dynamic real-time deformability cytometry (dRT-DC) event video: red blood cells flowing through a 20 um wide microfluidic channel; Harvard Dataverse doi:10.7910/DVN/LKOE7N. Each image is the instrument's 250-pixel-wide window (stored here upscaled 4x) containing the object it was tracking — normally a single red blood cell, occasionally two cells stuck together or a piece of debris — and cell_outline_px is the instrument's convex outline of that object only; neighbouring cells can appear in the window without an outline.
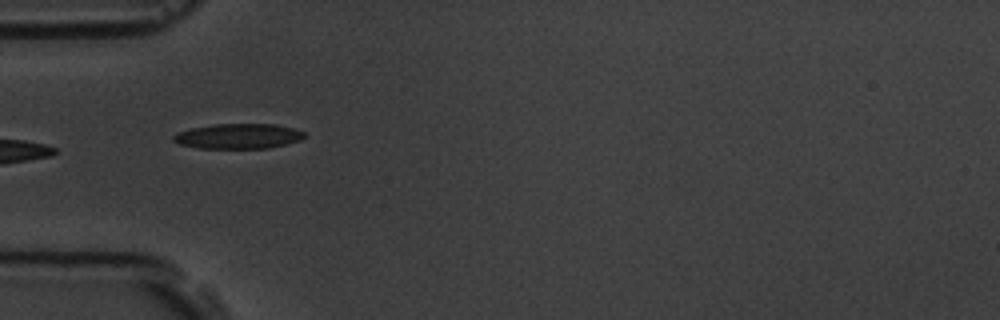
{"species": "common noctule bat (a hibernating species)", "species_latin": "Nyctalus noctula", "temperature_condition": "room temperature", "stored_images_in_passage": 6, "camera_frame_rate_fps": 3000, "um_per_image_px": 0.085, "animal": {"sex": "male", "body_mass_g": 19.5, "forearm_length_mm": 54.6}, "frame": {"image": 1, "passage_image": 5, "time_ms": 5.333, "image_size_px": [1000, 320], "cell_outline_px": [[304, 136], [300, 140], [268, 148], [200, 148], [180, 144], [172, 140], [172, 136], [176, 132], [192, 128], [212, 124], [276, 124], [292, 128], [304, 132]], "centroid_in_image_um": [20.21, 11.57], "position_along_channel_um": 64.8, "area_um2": 19.02}}
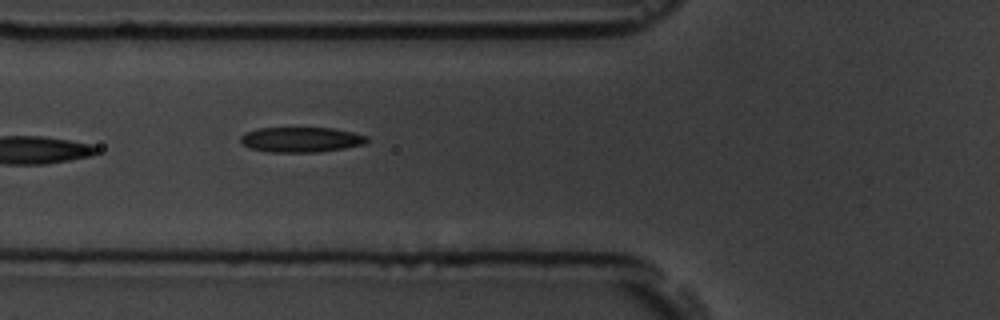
{"frame": {"image": 2, "passage_image": 6, "time_ms": 6.333, "image_size_px": [1000, 320], "cell_outline_px": [[368, 140], [364, 144], [344, 148], [320, 152], [268, 152], [248, 148], [240, 144], [240, 136], [244, 132], [256, 128], [332, 128], [352, 132], [368, 136]], "centroid_in_image_um": [25.53, 11.87], "position_along_channel_um": 100.3, "area_um2": 18.73}}